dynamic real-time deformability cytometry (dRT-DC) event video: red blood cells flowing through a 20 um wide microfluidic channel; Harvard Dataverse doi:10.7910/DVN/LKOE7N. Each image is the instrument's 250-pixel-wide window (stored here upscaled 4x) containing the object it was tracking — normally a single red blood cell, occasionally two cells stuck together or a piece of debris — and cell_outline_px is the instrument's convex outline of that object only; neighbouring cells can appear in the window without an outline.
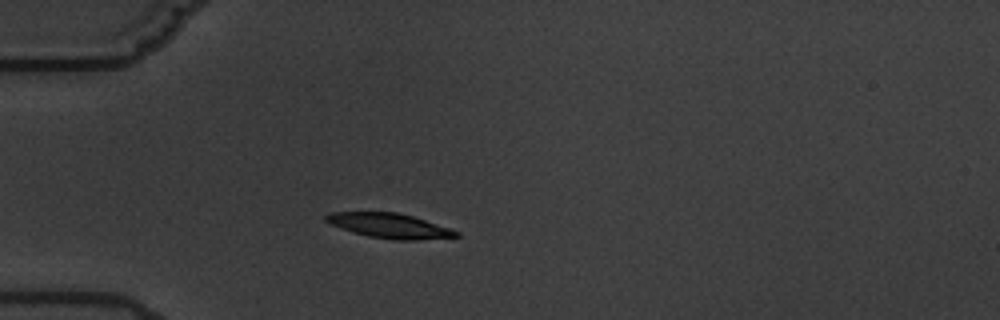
{"species": "common noctule bat (a hibernating species)", "species_latin": "Nyctalus noctula", "temperature_condition": "warm", "stored_images_in_passage": 15, "camera_frame_rate_fps": 3000, "um_per_image_px": 0.085, "animal": {"sex": "male", "body_mass_g": 19.5, "forearm_length_mm": 54.6}, "frame": {"image": 1, "passage_image": 3, "time_ms": 3.333, "image_size_px": [1000, 320], "cell_outline_px": [[460, 236], [416, 240], [396, 240], [368, 236], [352, 232], [340, 228], [324, 220], [324, 216], [332, 212], [396, 212], [412, 216], [460, 232]], "centroid_in_image_um": [33.07, 19.19], "position_along_channel_um": 51.9, "area_um2": 18.55}}
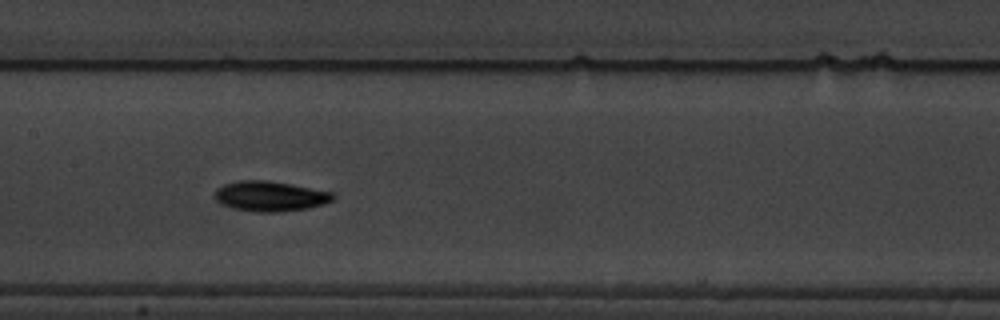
{"frame": {"image": 2, "passage_image": 7, "time_ms": 7.667, "image_size_px": [1000, 320], "cell_outline_px": [[336, 196], [332, 200], [324, 204], [308, 208], [280, 212], [256, 212], [232, 208], [220, 204], [216, 200], [216, 192], [224, 184], [240, 180], [268, 180], [332, 192]], "centroid_in_image_um": [22.97, 16.68], "position_along_channel_um": 184.4, "area_um2": 20.63}, "authors_computed_cell_mechanics": {"area_um2": 18.785, "velocity_mm_per_s": 3.381, "shape_relaxation_time_tau1_ms": 3.6071, "shape_relaxation_time_tau2_ms": 3.8904, "deformation_change_tau1": 0.1042, "deformation_change_tau2": 0.0656}}